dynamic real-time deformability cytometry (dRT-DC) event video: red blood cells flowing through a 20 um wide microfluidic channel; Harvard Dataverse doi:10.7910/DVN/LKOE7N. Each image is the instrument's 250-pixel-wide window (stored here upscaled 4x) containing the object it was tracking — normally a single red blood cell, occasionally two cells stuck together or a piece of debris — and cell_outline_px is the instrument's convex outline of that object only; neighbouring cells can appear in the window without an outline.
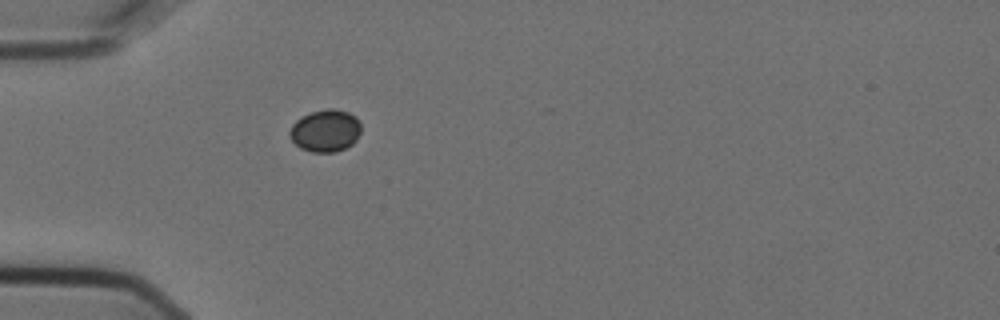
{"species": "Egyptian fruit bat (a non-hibernating species)", "species_latin": "Rousettus aegyptiacus", "temperature_condition": "cold", "stored_images_in_passage": 1, "camera_frame_rate_fps": 3000, "um_per_image_px": 0.085, "animal": {"sex": "female"}, "frame": {"image": 1, "passage_image": 1, "time_ms": 0.0, "image_size_px": [1000, 320], "cell_outline_px": [[360, 132], [356, 140], [352, 144], [344, 148], [332, 152], [312, 152], [300, 148], [288, 136], [288, 132], [292, 124], [300, 116], [312, 112], [328, 108], [332, 108], [348, 112], [356, 116], [360, 124]], "centroid_in_image_um": [27.63, 11.1], "position_along_channel_um": 57.4, "area_um2": 17.63}}